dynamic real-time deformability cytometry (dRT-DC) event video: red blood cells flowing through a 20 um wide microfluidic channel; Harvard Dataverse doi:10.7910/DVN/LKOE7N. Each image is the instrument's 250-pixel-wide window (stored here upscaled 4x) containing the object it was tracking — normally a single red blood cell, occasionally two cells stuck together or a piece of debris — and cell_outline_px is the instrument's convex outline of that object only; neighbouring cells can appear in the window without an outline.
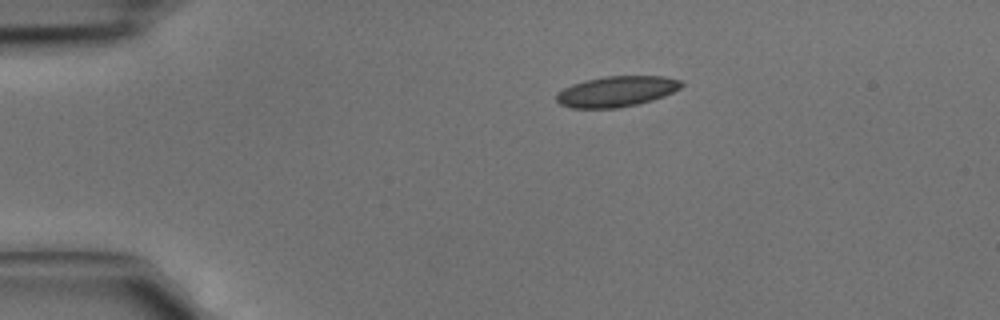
{"species": "common noctule bat (a hibernating species)", "species_latin": "Nyctalus noctula", "temperature_condition": "cold", "stored_images_in_passage": 2, "camera_frame_rate_fps": 3000, "um_per_image_px": 0.085, "animal": {"sex": "male", "body_mass_g": 15.6}, "frame": {"image": 1, "passage_image": 1, "time_ms": 0.0, "image_size_px": [1000, 320], "cell_outline_px": [[684, 84], [680, 88], [664, 96], [652, 100], [636, 104], [616, 108], [572, 108], [560, 104], [556, 100], [556, 92], [572, 84], [584, 80], [604, 76], [664, 76], [680, 80]], "centroid_in_image_um": [52.38, 7.76], "position_along_channel_um": 32.6, "area_um2": 22.31}}